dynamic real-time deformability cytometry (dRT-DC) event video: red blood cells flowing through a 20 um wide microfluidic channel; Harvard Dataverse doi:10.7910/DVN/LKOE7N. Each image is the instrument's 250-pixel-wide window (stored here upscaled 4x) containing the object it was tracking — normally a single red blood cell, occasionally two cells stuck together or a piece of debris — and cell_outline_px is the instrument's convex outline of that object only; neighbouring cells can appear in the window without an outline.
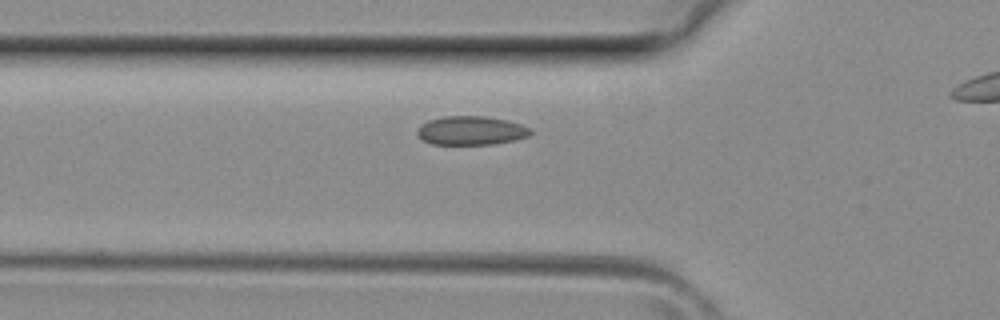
{"species": "common noctule bat (a hibernating species)", "species_latin": "Nyctalus noctula", "temperature_condition": "room temperature", "stored_images_in_passage": 29, "camera_frame_rate_fps": 3000, "um_per_image_px": 0.085, "animal": {"sex": "female", "body_mass_g": 29.2, "forearm_length_mm": 56.3}, "frame": {"image": 1, "passage_image": 10, "time_ms": 3.0, "image_size_px": [1000, 320], "cell_outline_px": [[532, 132], [528, 136], [516, 140], [492, 144], [432, 144], [424, 140], [416, 132], [420, 124], [428, 120], [444, 116], [484, 116], [508, 120], [520, 124], [528, 128]], "centroid_in_image_um": [40.03, 11.09], "position_along_channel_um": 85.8, "area_um2": 18.96}}
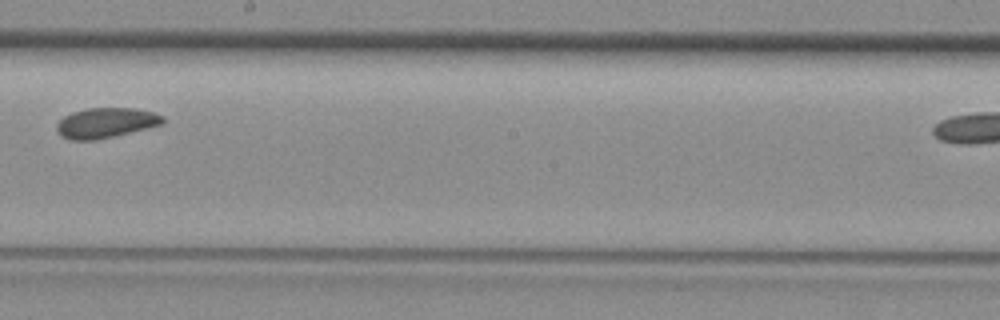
{"frame": {"image": 2, "passage_image": 19, "time_ms": 6.0, "image_size_px": [1000, 320], "cell_outline_px": [[164, 124], [148, 128], [96, 140], [68, 140], [60, 136], [56, 128], [56, 124], [64, 116], [72, 112], [88, 108], [136, 108], [152, 112], [164, 116]], "centroid_in_image_um": [8.98, 10.44], "position_along_channel_um": 239.2, "area_um2": 18.73}}
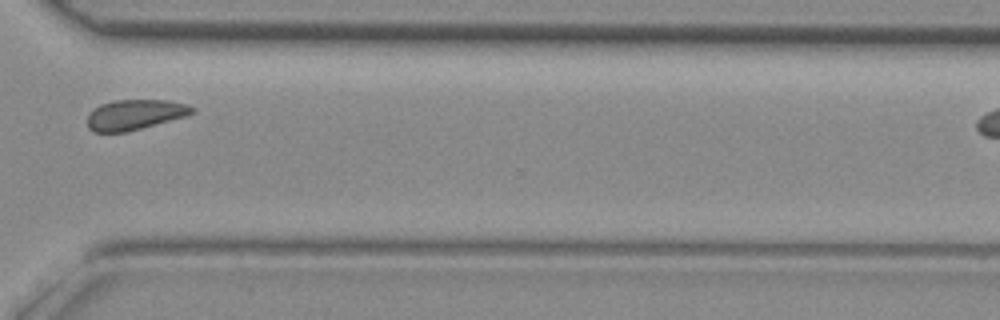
{"frame": {"image": 3, "passage_image": 26, "time_ms": 8.333, "image_size_px": [1000, 320], "cell_outline_px": [[196, 112], [184, 116], [140, 128], [124, 132], [92, 132], [88, 128], [88, 116], [100, 104], [116, 100], [168, 100], [188, 104], [196, 108]], "centroid_in_image_um": [11.48, 9.73], "position_along_channel_um": 359.1, "area_um2": 18.21}}